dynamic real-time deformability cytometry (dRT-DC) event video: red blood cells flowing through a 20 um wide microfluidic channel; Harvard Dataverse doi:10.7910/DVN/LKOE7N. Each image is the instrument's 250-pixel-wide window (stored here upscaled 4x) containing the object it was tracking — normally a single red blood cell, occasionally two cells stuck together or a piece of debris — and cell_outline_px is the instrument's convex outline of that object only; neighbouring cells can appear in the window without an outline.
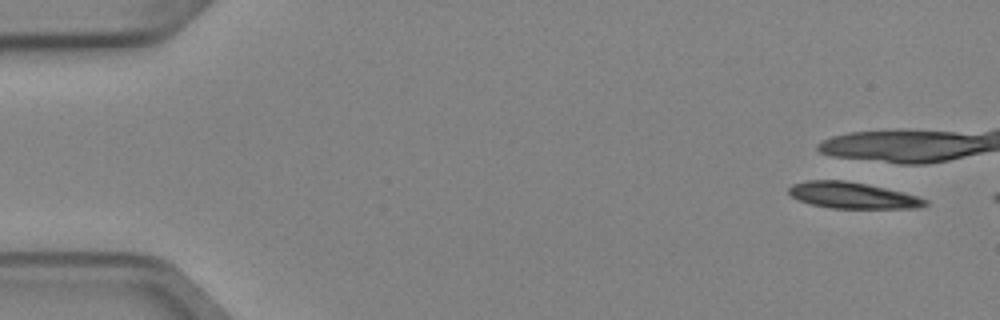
{"species": "Egyptian fruit bat (a non-hibernating species)", "species_latin": "Rousettus aegyptiacus", "temperature_condition": "cold", "stored_images_in_passage": 1, "camera_frame_rate_fps": 3000, "um_per_image_px": 0.085, "animal": {"sex": "female"}, "frame": {"image": 1, "passage_image": 1, "time_ms": 0.0, "image_size_px": [1000, 320], "cell_outline_px": [[928, 204], [920, 208], [832, 208], [808, 204], [792, 196], [788, 192], [788, 188], [792, 184], [808, 180], [844, 180], [884, 188], [916, 196], [928, 200]], "centroid_in_image_um": [72.43, 16.61], "position_along_channel_um": 12.6, "area_um2": 20.63}}